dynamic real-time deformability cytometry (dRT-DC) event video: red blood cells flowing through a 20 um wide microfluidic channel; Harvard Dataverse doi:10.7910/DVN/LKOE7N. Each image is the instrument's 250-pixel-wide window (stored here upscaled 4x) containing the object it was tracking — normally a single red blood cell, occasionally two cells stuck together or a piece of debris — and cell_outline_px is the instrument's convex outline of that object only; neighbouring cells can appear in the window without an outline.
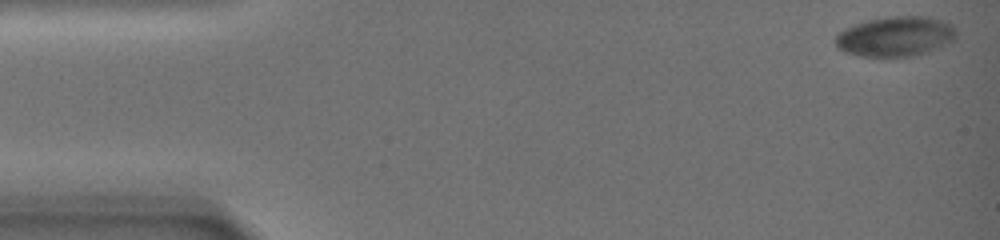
{"species": "common noctule bat (a hibernating species)", "species_latin": "Nyctalus noctula", "temperature_condition": "warm", "stored_images_in_passage": 57, "camera_frame_rate_fps": 3000, "um_per_image_px": 0.085, "animal": {"sex": "female", "body_mass_g": 19.0, "forearm_length_mm": 51.5}, "frame": {"image": 1, "passage_image": 1, "time_ms": 0.0, "image_size_px": [1000, 240], "cell_outline_px": [[956, 40], [928, 52], [912, 56], [860, 56], [844, 52], [836, 48], [836, 36], [844, 28], [868, 20], [888, 16], [928, 16], [952, 24], [956, 28]], "centroid_in_image_um": [76.14, 3.09], "position_along_channel_um": 8.9, "area_um2": 28.26}}
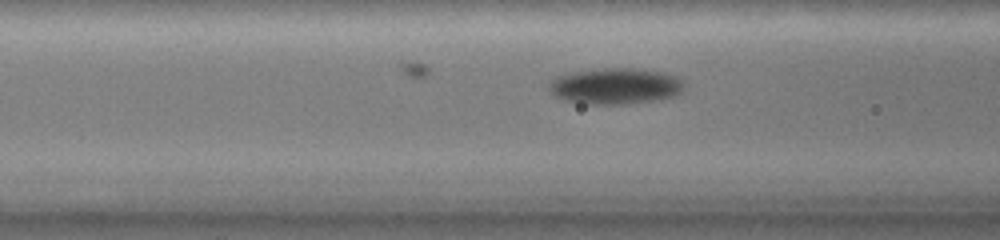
{"frame": {"image": 2, "passage_image": 23, "time_ms": 8.667, "image_size_px": [1000, 240], "cell_outline_px": [[684, 88], [676, 96], [660, 100], [628, 104], [588, 104], [564, 100], [556, 96], [548, 88], [548, 84], [556, 76], [572, 72], [604, 68], [640, 68], [664, 72], [676, 76], [684, 84]], "centroid_in_image_um": [52.34, 7.32], "position_along_channel_um": 114.3, "area_um2": 28.73}}
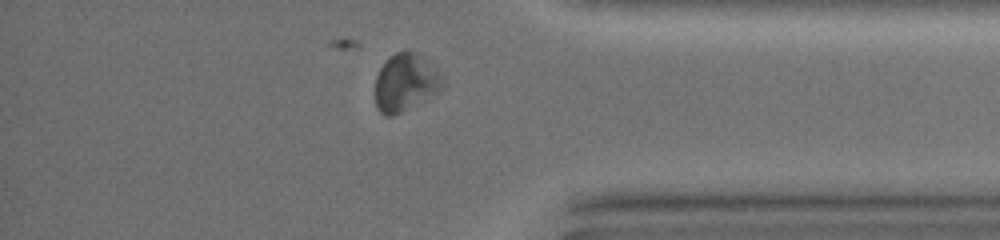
{"frame": {"image": 3, "passage_image": 50, "time_ms": 19.333, "image_size_px": [1000, 240], "cell_outline_px": [[444, 88], [400, 112], [392, 116], [384, 116], [376, 108], [376, 76], [380, 68], [396, 52], [408, 48], [424, 56], [440, 76], [444, 84]], "centroid_in_image_um": [34.45, 6.99], "position_along_channel_um": 400.8, "area_um2": 22.25}, "authors_computed_cell_mechanics": {"area_um2": 27.3972, "velocity_mm_per_s": 2.7428, "shape_relaxation_time_tau1_ms": 1.767, "shape_relaxation_time_tau2_ms": 7.8653, "deformation_change_tau1": 0.1025, "deformation_change_tau2": 0.1066}}